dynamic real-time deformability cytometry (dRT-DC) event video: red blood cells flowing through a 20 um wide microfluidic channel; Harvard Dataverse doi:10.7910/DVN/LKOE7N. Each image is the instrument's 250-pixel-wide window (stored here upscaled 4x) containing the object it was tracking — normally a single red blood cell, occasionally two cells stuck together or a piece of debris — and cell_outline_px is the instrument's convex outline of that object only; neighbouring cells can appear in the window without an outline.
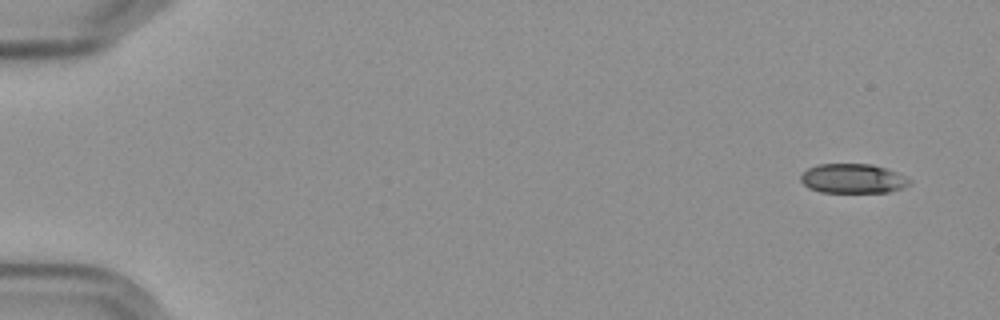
{"species": "Egyptian fruit bat (a non-hibernating species)", "species_latin": "Rousettus aegyptiacus", "temperature_condition": "cold", "stored_images_in_passage": 10, "camera_frame_rate_fps": 3000, "um_per_image_px": 0.085, "frame": {"image": 1, "passage_image": 1, "time_ms": 0.0, "image_size_px": [1000, 320], "cell_outline_px": [[912, 180], [904, 188], [888, 192], [820, 192], [808, 188], [800, 180], [800, 176], [808, 168], [820, 164], [872, 164], [896, 172]], "centroid_in_image_um": [72.48, 15.18], "position_along_channel_um": 12.5, "area_um2": 18.61}}
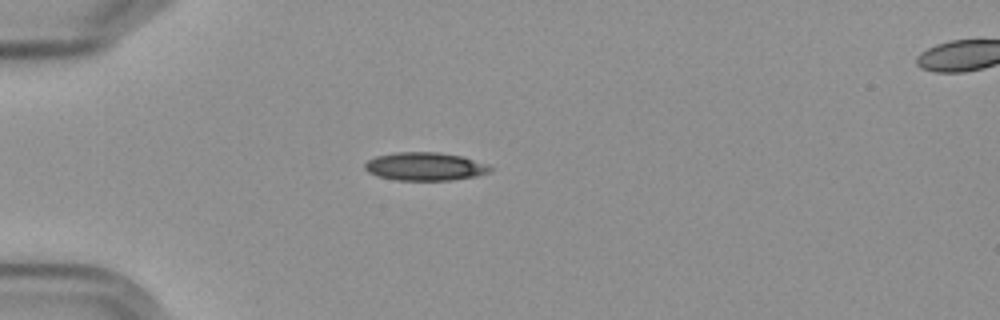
{"frame": {"image": 2, "passage_image": 4, "time_ms": 4.333, "image_size_px": [1000, 320], "cell_outline_px": [[492, 172], [476, 176], [452, 180], [396, 180], [376, 176], [368, 172], [364, 168], [364, 164], [368, 160], [376, 156], [392, 152], [436, 152], [464, 156], [488, 164], [492, 168]], "centroid_in_image_um": [36.14, 14.15], "position_along_channel_um": 48.9, "area_um2": 20.87}}
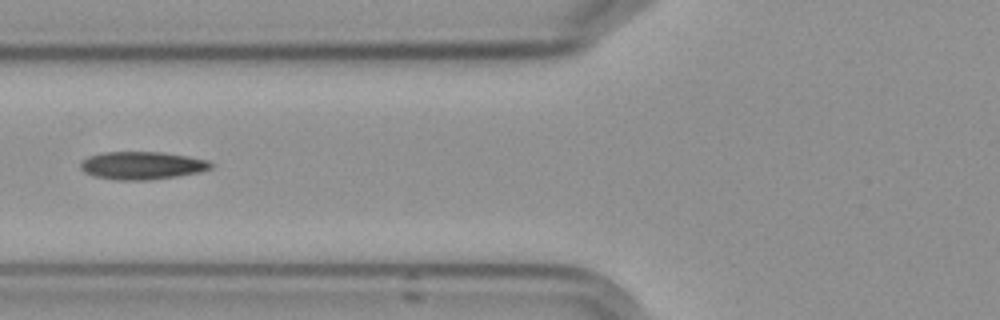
{"frame": {"image": 3, "passage_image": 6, "time_ms": 6.667, "image_size_px": [1000, 320], "cell_outline_px": [[212, 168], [200, 172], [176, 176], [148, 180], [116, 180], [96, 176], [84, 172], [80, 168], [80, 164], [88, 156], [104, 152], [164, 152], [212, 160]], "centroid_in_image_um": [12.12, 14.06], "position_along_channel_um": 113.7, "area_um2": 21.21}}